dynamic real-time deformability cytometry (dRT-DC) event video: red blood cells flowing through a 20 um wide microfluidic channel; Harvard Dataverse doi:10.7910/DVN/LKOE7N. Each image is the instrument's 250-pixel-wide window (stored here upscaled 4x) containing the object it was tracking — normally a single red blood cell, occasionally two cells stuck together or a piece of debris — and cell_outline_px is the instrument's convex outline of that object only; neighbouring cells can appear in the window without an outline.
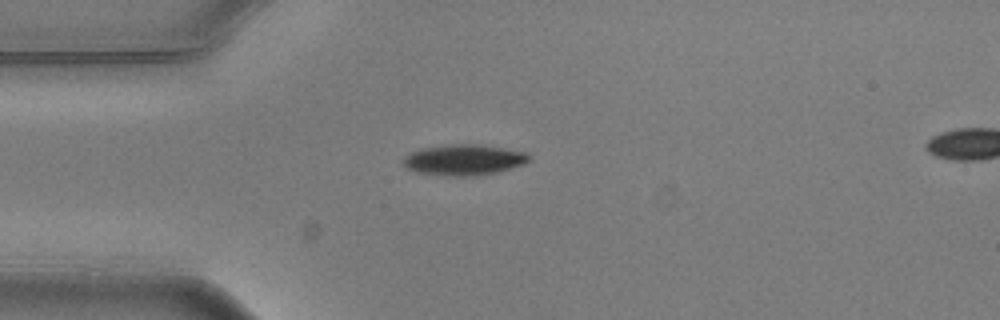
{"species": "common noctule bat (a hibernating species)", "species_latin": "Nyctalus noctula", "temperature_condition": "warm", "stored_images_in_passage": 4, "camera_frame_rate_fps": 3000, "um_per_image_px": 0.085, "animal": {"sex": "male", "body_mass_g": 20.5, "forearm_length_mm": 52.5}, "frame": {"image": 1, "passage_image": 1, "time_ms": 0.0, "image_size_px": [1000, 320], "cell_outline_px": [[532, 160], [524, 164], [512, 168], [480, 176], [448, 176], [416, 172], [408, 168], [400, 160], [404, 156], [420, 148], [448, 144], [476, 144], [524, 152]], "centroid_in_image_um": [39.39, 13.59], "position_along_channel_um": 45.6, "area_um2": 22.6}}
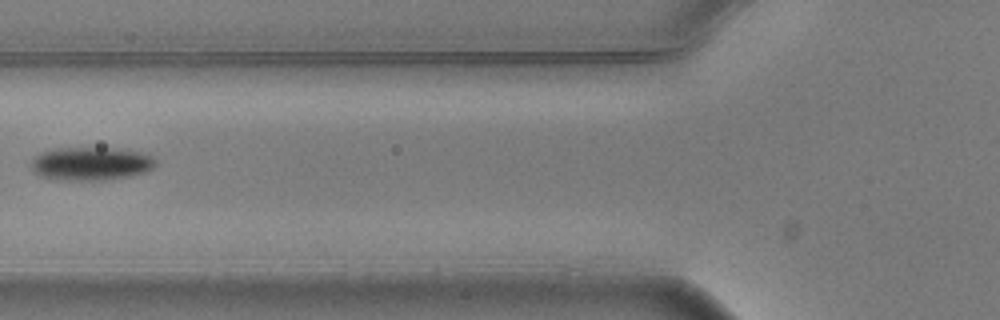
{"frame": {"image": 2, "passage_image": 3, "time_ms": 0.667, "image_size_px": [1000, 320], "cell_outline_px": [[156, 164], [148, 172], [112, 180], [56, 180], [40, 176], [32, 172], [28, 164], [40, 152], [56, 148], [116, 148], [140, 152], [152, 156], [156, 160]], "centroid_in_image_um": [7.7, 13.92], "position_along_channel_um": 118.1, "area_um2": 24.68}}
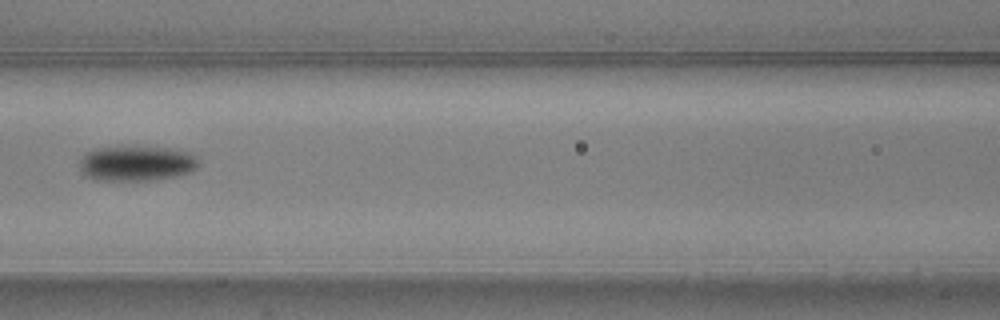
{"frame": {"image": 3, "passage_image": 4, "time_ms": 1.0, "image_size_px": [1000, 320], "cell_outline_px": [[200, 164], [192, 172], [176, 176], [156, 180], [96, 180], [84, 176], [80, 172], [80, 160], [88, 152], [96, 148], [136, 144], [176, 148], [188, 152], [200, 160]], "centroid_in_image_um": [11.64, 13.85], "position_along_channel_um": 155.0, "area_um2": 25.43}}